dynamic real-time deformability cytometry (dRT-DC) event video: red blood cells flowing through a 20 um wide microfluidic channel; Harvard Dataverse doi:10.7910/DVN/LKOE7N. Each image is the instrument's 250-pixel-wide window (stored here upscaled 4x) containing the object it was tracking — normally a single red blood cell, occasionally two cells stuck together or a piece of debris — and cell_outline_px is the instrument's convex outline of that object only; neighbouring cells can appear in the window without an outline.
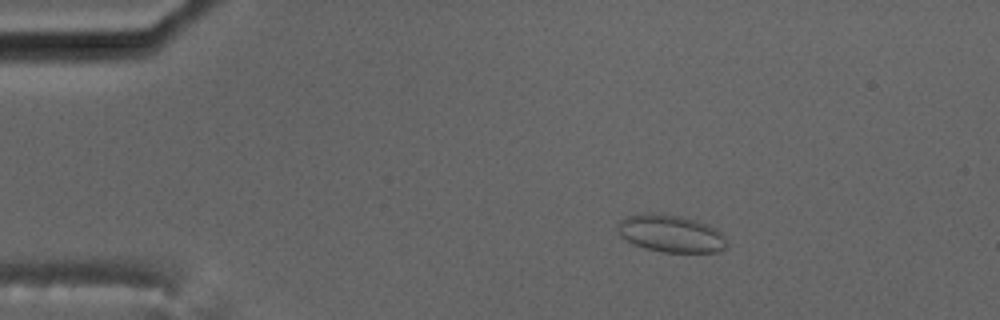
{"species": "common noctule bat (a hibernating species)", "species_latin": "Nyctalus noctula", "temperature_condition": "cold", "stored_images_in_passage": 6, "camera_frame_rate_fps": 3000, "um_per_image_px": 0.085, "animal": {"sex": "male", "body_mass_g": 17.5, "forearm_length_mm": 52.3}, "frame": {"image": 1, "passage_image": 3, "time_ms": 3.333, "image_size_px": [1000, 320], "cell_outline_px": [[728, 244], [720, 252], [660, 252], [644, 248], [632, 244], [620, 236], [616, 228], [616, 224], [620, 220], [628, 216], [644, 212], [652, 212], [680, 216], [696, 220], [708, 224], [720, 232], [724, 236]], "centroid_in_image_um": [56.98, 19.85], "position_along_channel_um": 28.0, "area_um2": 24.1}}